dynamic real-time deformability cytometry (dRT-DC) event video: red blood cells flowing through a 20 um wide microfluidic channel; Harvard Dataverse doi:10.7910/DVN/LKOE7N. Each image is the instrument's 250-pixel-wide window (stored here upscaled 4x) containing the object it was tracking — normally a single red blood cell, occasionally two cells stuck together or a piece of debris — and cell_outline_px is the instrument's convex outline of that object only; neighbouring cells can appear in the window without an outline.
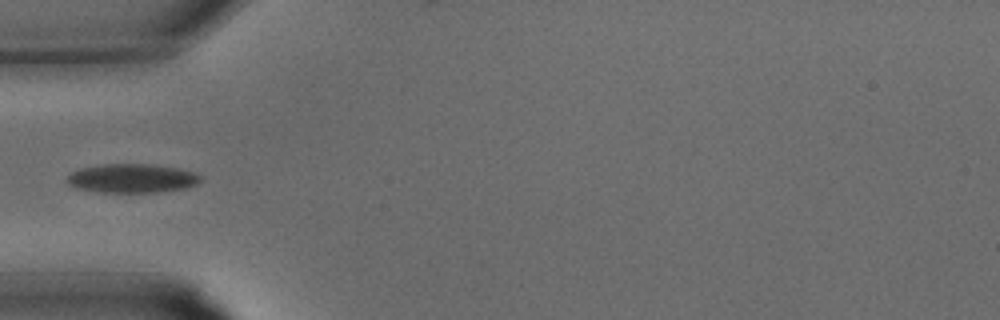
{"species": "common noctule bat (a hibernating species)", "species_latin": "Nyctalus noctula", "temperature_condition": "warm", "stored_images_in_passage": 22, "camera_frame_rate_fps": 3000, "um_per_image_px": 0.085, "animal": {"sex": "male", "body_mass_g": 15.6}, "frame": {"image": 1, "passage_image": 1, "time_ms": 0.0, "image_size_px": [1000, 320], "cell_outline_px": [[200, 180], [196, 184], [184, 188], [156, 192], [104, 192], [76, 188], [68, 184], [68, 176], [72, 172], [80, 168], [100, 164], [152, 164], [180, 168], [196, 172], [200, 176]], "centroid_in_image_um": [11.23, 15.14], "position_along_channel_um": 73.8, "area_um2": 22.43}}
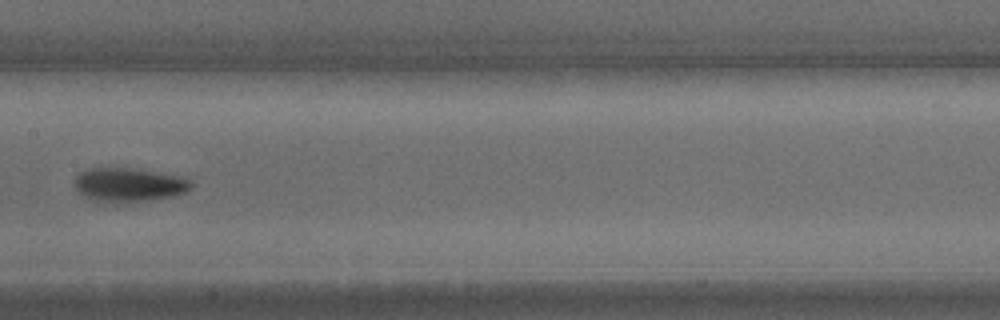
{"frame": {"image": 2, "passage_image": 7, "time_ms": 2.0, "image_size_px": [1000, 320], "cell_outline_px": [[192, 188], [184, 192], [172, 196], [140, 200], [92, 200], [84, 196], [72, 184], [76, 176], [80, 172], [88, 168], [132, 168], [184, 176], [192, 180]], "centroid_in_image_um": [10.97, 15.65], "position_along_channel_um": 196.4, "area_um2": 22.48}}
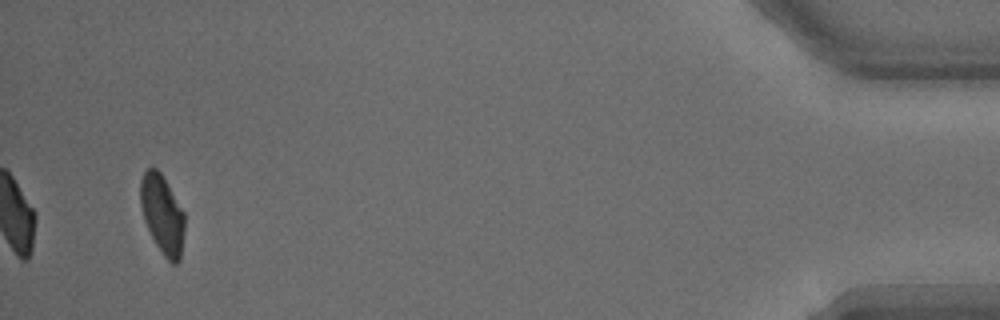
{"frame": {"image": 3, "passage_image": 22, "time_ms": 7.0, "image_size_px": [1000, 320], "cell_outline_px": [[184, 228], [180, 260], [176, 264], [172, 264], [164, 256], [156, 244], [144, 220], [140, 204], [140, 180], [144, 172], [152, 164], [160, 172], [184, 212]], "centroid_in_image_um": [13.78, 18.2], "position_along_channel_um": 421.4, "area_um2": 20.17}}